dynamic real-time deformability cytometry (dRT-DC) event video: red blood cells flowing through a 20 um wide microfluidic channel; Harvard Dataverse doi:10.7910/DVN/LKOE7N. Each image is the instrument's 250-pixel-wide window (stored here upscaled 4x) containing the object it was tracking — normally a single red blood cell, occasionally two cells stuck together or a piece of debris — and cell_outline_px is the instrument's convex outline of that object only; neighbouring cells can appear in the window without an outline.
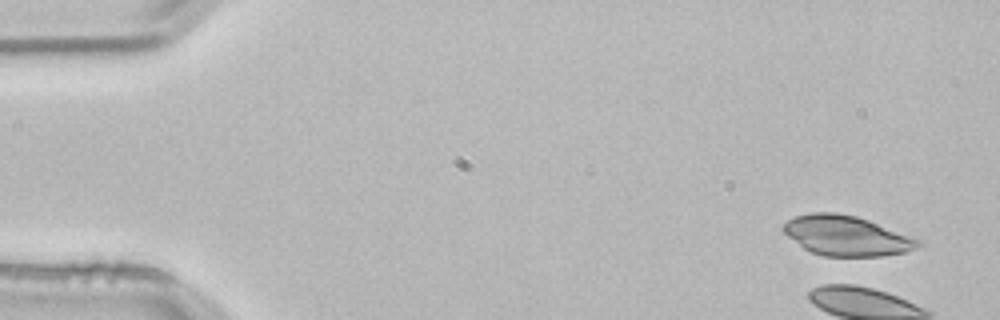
{"species": "common noctule bat (a hibernating species)", "species_latin": "Nyctalus noctula", "temperature_condition": "room temperature", "stored_images_in_passage": 2, "segment_of_instrument_passage": [2, 2], "camera_frame_rate_fps": 3000, "um_per_image_px": 0.085, "animal": {"sex": "male", "body_mass_g": 21.5, "forearm_length_mm": 52.0}, "frame": {"image": 1, "passage_image": 2, "time_ms": 0.333, "image_size_px": [1000, 320], "cell_outline_px": [[924, 244], [916, 248], [904, 252], [884, 256], [824, 256], [812, 252], [804, 248], [788, 236], [780, 228], [788, 220], [796, 216], [808, 212], [836, 212], [856, 216], [868, 220], [920, 240]], "centroid_in_image_um": [71.93, 20.03], "position_along_channel_um": 13.1, "area_um2": 31.21}}